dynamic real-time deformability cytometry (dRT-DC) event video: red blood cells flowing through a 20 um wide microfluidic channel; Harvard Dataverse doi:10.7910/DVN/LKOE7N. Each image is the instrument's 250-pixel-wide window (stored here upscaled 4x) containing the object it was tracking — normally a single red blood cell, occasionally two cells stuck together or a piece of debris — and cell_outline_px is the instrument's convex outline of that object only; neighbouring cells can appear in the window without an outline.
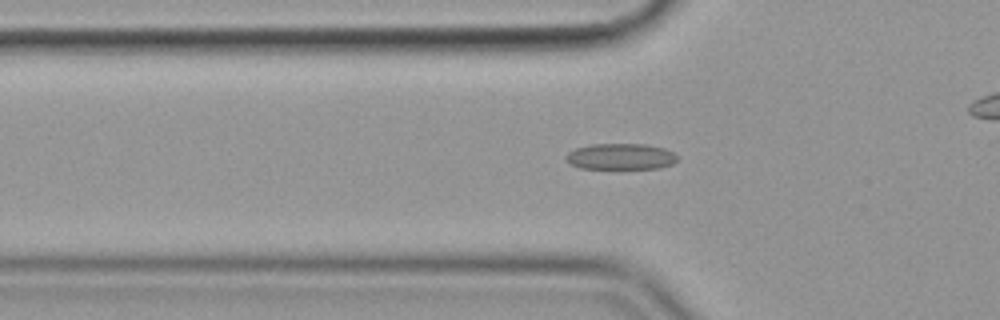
{"species": "common noctule bat (a hibernating species)", "species_latin": "Nyctalus noctula", "temperature_condition": "cold", "stored_images_in_passage": 43, "camera_frame_rate_fps": 3000, "um_per_image_px": 0.085, "animal": {"sex": "female", "body_mass_g": 19.9}, "frame": {"image": 1, "passage_image": 5, "time_ms": 1.333, "image_size_px": [1000, 320], "cell_outline_px": [[676, 160], [672, 164], [660, 168], [580, 168], [572, 164], [568, 160], [568, 152], [576, 148], [592, 144], [644, 144], [664, 148], [672, 152], [676, 156]], "centroid_in_image_um": [52.78, 13.3], "position_along_channel_um": 73.0, "area_um2": 16.59}}
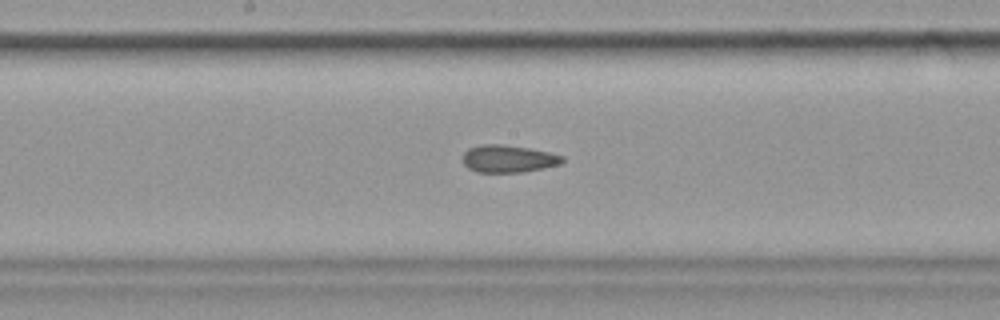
{"frame": {"image": 2, "passage_image": 16, "time_ms": 5.0, "image_size_px": [1000, 320], "cell_outline_px": [[564, 160], [560, 164], [544, 168], [524, 172], [476, 172], [468, 168], [460, 160], [464, 152], [468, 148], [480, 144], [504, 144], [528, 148], [548, 152], [564, 156]], "centroid_in_image_um": [43.16, 13.49], "position_along_channel_um": 205.0, "area_um2": 16.13}}
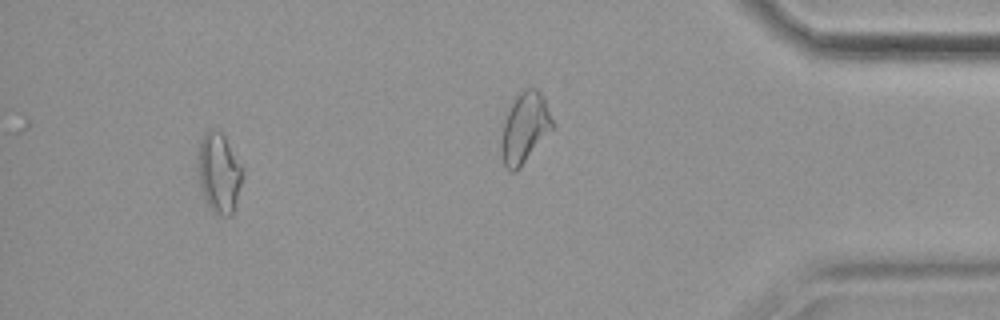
{"frame": {"image": 3, "passage_image": 39, "time_ms": 12.667, "image_size_px": [1000, 320], "cell_outline_px": [[244, 172], [232, 216], [224, 216], [216, 212], [208, 204], [200, 188], [200, 140], [204, 132], [212, 128], [216, 128], [224, 136], [244, 168]], "centroid_in_image_um": [18.66, 14.66], "position_along_channel_um": 416.5, "area_um2": 20.29}, "authors_computed_cell_mechanics": {"area_um2": 16.8776, "velocity_mm_per_s": 3.5912, "shape_relaxation_time_tau1_ms": null, "shape_relaxation_time_tau2_ms": 3.6178, "deformation_change_tau1": null, "deformation_change_tau2": 0.0873}}